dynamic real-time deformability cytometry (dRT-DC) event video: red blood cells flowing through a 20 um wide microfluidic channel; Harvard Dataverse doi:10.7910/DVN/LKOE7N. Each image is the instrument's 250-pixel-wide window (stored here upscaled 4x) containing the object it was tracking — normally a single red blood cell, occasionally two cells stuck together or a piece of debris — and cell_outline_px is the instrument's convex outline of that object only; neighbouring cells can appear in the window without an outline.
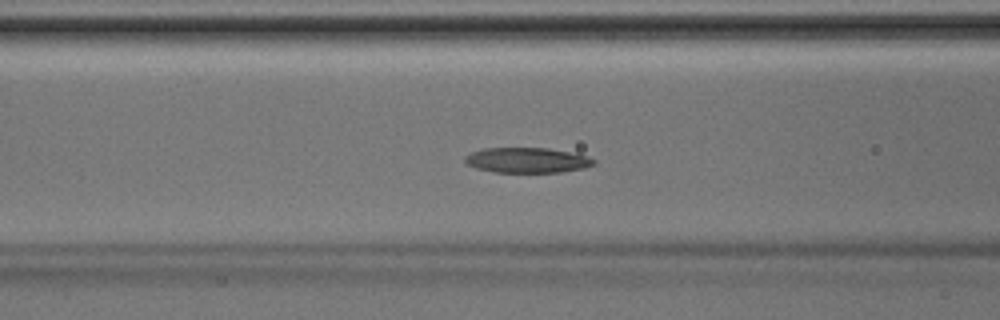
{"species": "Egyptian fruit bat (a non-hibernating species)", "species_latin": "Rousettus aegyptiacus", "temperature_condition": "room temperature", "stored_images_in_passage": 44, "camera_frame_rate_fps": 3000, "um_per_image_px": 0.085, "animal": {"sex": "male"}, "frame": {"image": 1, "passage_image": 18, "time_ms": 5.667, "image_size_px": [1000, 320], "cell_outline_px": [[596, 164], [584, 168], [560, 172], [496, 172], [476, 168], [468, 164], [464, 160], [464, 156], [472, 152], [484, 148], [548, 148], [576, 152], [588, 156], [596, 160]], "centroid_in_image_um": [44.86, 13.61], "position_along_channel_um": 121.7, "area_um2": 19.07}}
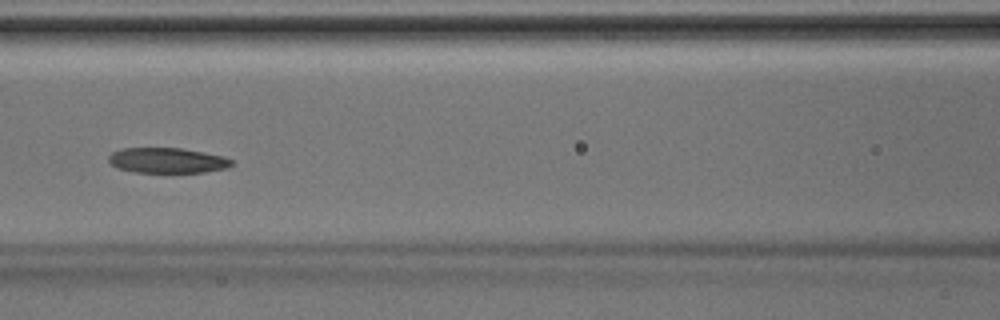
{"frame": {"image": 2, "passage_image": 20, "time_ms": 6.333, "image_size_px": [1000, 320], "cell_outline_px": [[232, 164], [228, 168], [204, 172], [136, 172], [116, 168], [108, 160], [108, 156], [112, 152], [124, 148], [180, 148], [224, 156], [232, 160]], "centroid_in_image_um": [14.21, 13.63], "position_along_channel_um": 152.4, "area_um2": 18.03}}
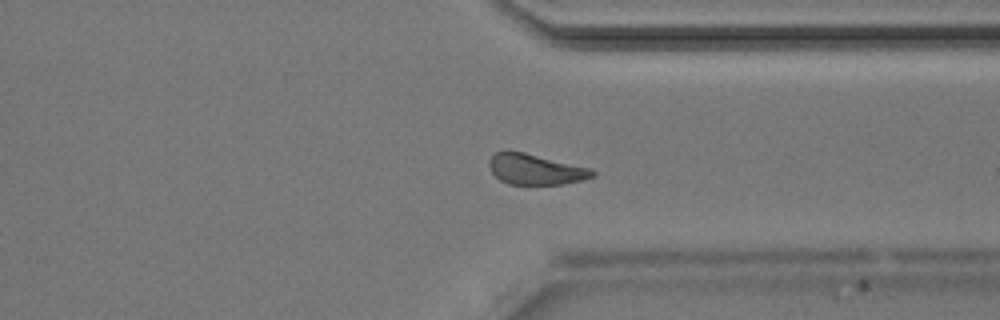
{"frame": {"image": 3, "passage_image": 34, "time_ms": 11.0, "image_size_px": [1000, 320], "cell_outline_px": [[596, 176], [584, 180], [560, 184], [508, 184], [500, 180], [492, 172], [488, 164], [488, 160], [496, 152], [504, 148], [508, 148], [592, 168], [596, 172]], "centroid_in_image_um": [45.51, 14.36], "position_along_channel_um": 365.9, "area_um2": 18.9}}